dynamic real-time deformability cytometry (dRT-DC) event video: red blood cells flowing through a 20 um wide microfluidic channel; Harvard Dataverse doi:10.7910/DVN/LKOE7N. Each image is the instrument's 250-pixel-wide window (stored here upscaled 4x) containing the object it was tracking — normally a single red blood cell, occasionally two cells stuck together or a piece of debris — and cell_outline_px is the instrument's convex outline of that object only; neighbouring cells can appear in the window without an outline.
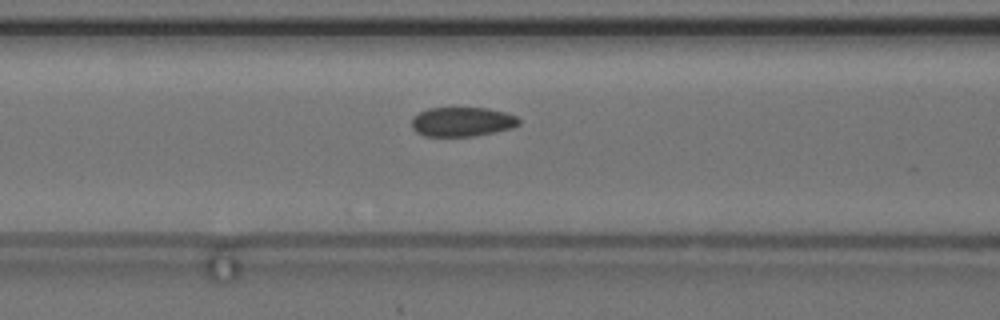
{"species": "common noctule bat (a hibernating species)", "species_latin": "Nyctalus noctula", "temperature_condition": "cold", "stored_images_in_passage": 36, "camera_frame_rate_fps": 3000, "um_per_image_px": 0.085, "animal": {"sex": "female", "body_mass_g": 24.6, "forearm_length_mm": 56.2}, "frame": {"image": 1, "passage_image": 11, "time_ms": 3.333, "image_size_px": [1000, 320], "cell_outline_px": [[520, 124], [512, 128], [476, 136], [424, 136], [416, 132], [412, 128], [412, 120], [420, 112], [428, 108], [488, 108], [504, 112], [516, 116], [520, 120]], "centroid_in_image_um": [39.3, 10.36], "position_along_channel_um": 127.3, "area_um2": 18.32}}
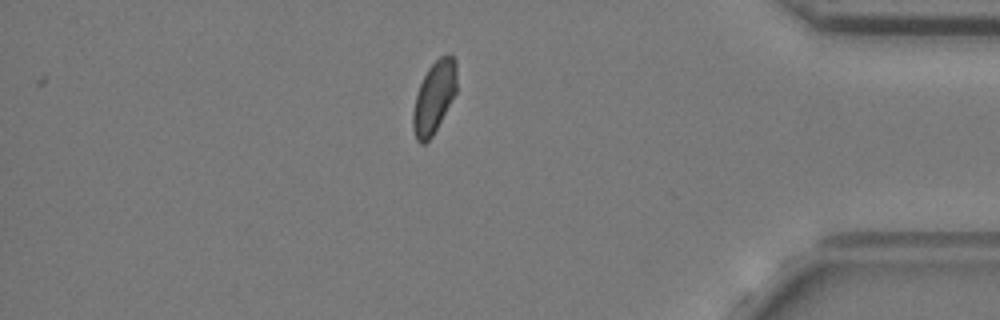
{"frame": {"image": 2, "passage_image": 36, "time_ms": 11.667, "image_size_px": [1000, 320], "cell_outline_px": [[456, 92], [432, 136], [424, 144], [420, 144], [416, 140], [412, 128], [412, 112], [416, 96], [420, 84], [428, 68], [440, 56], [452, 56], [456, 60]], "centroid_in_image_um": [36.87, 8.29], "position_along_channel_um": 398.3, "area_um2": 18.09}, "authors_computed_cell_mechanics": {"area_um2": 19.1896, "velocity_mm_per_s": 3.6579, "shape_relaxation_time_tau1_ms": 10.5217, "shape_relaxation_time_tau2_ms": 3.6205, "deformation_change_tau1": 0.1389, "deformation_change_tau2": 0.0694}}